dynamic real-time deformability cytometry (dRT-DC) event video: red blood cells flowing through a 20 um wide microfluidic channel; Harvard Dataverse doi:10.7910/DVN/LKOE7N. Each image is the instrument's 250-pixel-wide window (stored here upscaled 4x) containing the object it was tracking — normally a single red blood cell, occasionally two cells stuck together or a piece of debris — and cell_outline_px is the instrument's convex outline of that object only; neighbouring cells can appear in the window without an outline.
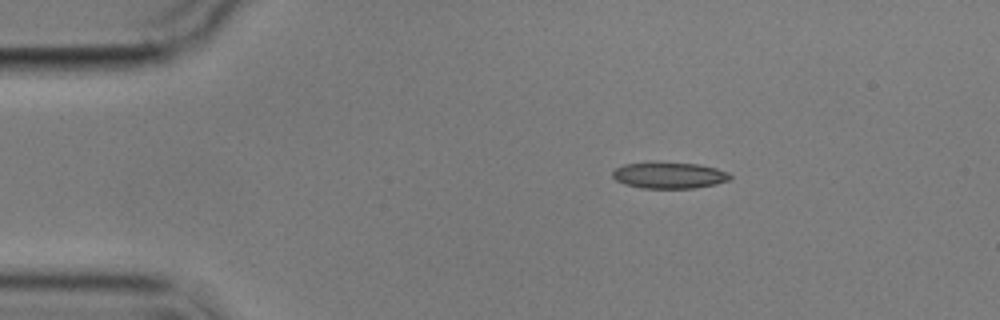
{"species": "common noctule bat (a hibernating species)", "species_latin": "Nyctalus noctula", "temperature_condition": "cold", "stored_images_in_passage": 4, "camera_frame_rate_fps": 3000, "um_per_image_px": 0.085, "animal": {"sex": "male", "body_mass_g": 17.9}, "frame": {"image": 1, "passage_image": 1, "time_ms": 0.0, "image_size_px": [1000, 320], "cell_outline_px": [[732, 176], [728, 180], [716, 184], [696, 188], [640, 188], [624, 184], [616, 180], [612, 176], [612, 172], [616, 168], [624, 164], [700, 164], [716, 168], [728, 172]], "centroid_in_image_um": [56.9, 14.93], "position_along_channel_um": 28.1, "area_um2": 17.51}}
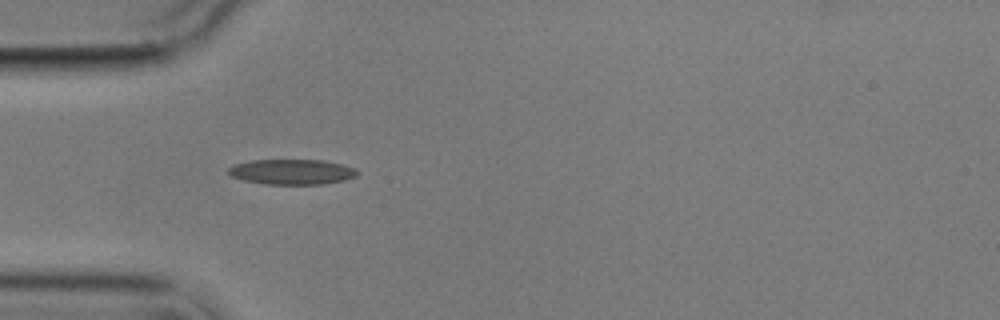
{"frame": {"image": 2, "passage_image": 3, "time_ms": 2.333, "image_size_px": [1000, 320], "cell_outline_px": [[360, 172], [356, 176], [344, 180], [320, 184], [264, 184], [244, 180], [232, 176], [228, 172], [228, 168], [232, 164], [252, 160], [324, 160], [356, 168]], "centroid_in_image_um": [24.81, 14.6], "position_along_channel_um": 60.2, "area_um2": 18.96}}
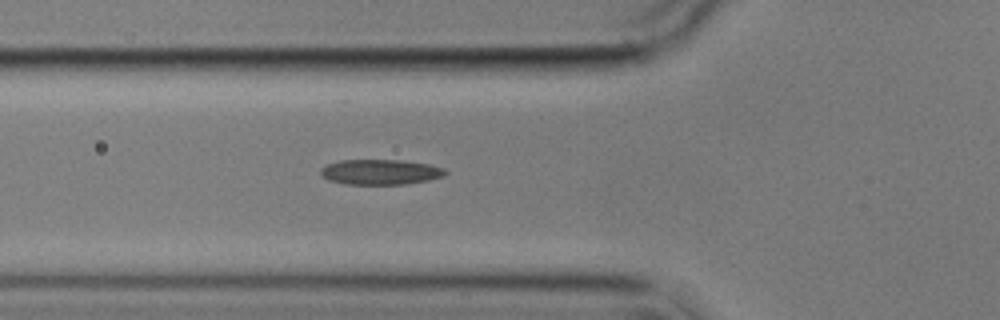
{"frame": {"image": 3, "passage_image": 4, "time_ms": 3.333, "image_size_px": [1000, 320], "cell_outline_px": [[448, 172], [444, 176], [428, 180], [404, 184], [344, 184], [328, 180], [320, 172], [320, 168], [328, 164], [340, 160], [400, 160], [428, 164], [444, 168]], "centroid_in_image_um": [32.33, 14.62], "position_along_channel_um": 93.5, "area_um2": 18.26}}